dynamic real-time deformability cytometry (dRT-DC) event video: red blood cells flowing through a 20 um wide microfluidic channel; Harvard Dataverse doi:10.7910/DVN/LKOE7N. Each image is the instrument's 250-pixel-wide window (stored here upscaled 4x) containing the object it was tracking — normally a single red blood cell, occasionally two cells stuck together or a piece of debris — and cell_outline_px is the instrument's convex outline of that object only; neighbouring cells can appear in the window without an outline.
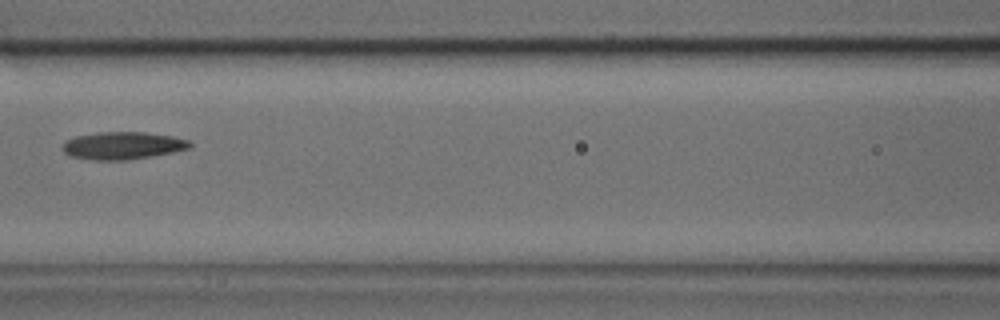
{"species": "common noctule bat (a hibernating species)", "species_latin": "Nyctalus noctula", "temperature_condition": "cold", "stored_images_in_passage": 13, "camera_frame_rate_fps": 3000, "um_per_image_px": 0.085, "animal": {"sex": "male", "body_mass_g": 17.9, "forearm_length_mm": 54.2}, "frame": {"image": 1, "passage_image": 6, "time_ms": 1.667, "image_size_px": [1000, 320], "cell_outline_px": [[192, 148], [172, 152], [128, 160], [96, 160], [68, 156], [64, 152], [64, 144], [68, 140], [76, 136], [100, 132], [144, 132], [172, 136], [188, 140], [192, 144]], "centroid_in_image_um": [10.46, 12.38], "position_along_channel_um": 156.1, "area_um2": 20.23}}